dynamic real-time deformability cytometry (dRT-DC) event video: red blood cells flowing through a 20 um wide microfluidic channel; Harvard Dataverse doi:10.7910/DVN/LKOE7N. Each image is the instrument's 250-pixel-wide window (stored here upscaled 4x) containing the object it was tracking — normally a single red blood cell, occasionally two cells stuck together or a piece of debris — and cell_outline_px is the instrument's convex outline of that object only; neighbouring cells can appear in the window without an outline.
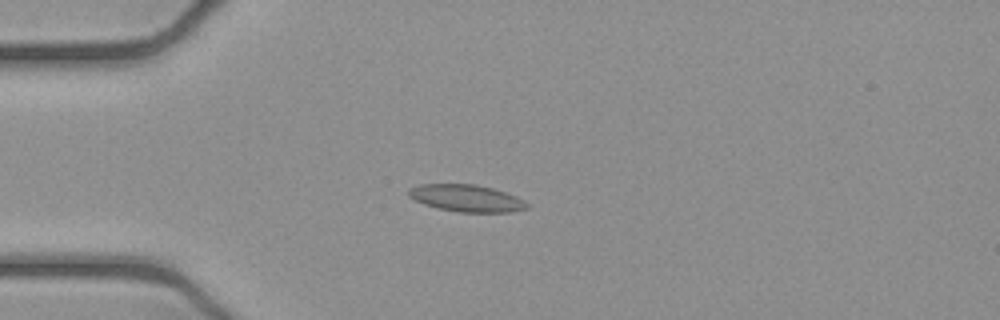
{"species": "common noctule bat (a hibernating species)", "species_latin": "Nyctalus noctula", "temperature_condition": "cold", "stored_images_in_passage": 40, "camera_frame_rate_fps": 3000, "um_per_image_px": 0.085, "animal": {"sex": "female", "body_mass_g": 21.9}, "frame": {"image": 1, "passage_image": 1, "time_ms": 0.0, "image_size_px": [1000, 320], "cell_outline_px": [[528, 208], [512, 212], [460, 212], [436, 208], [424, 204], [408, 196], [408, 188], [420, 184], [476, 184], [492, 188], [516, 196], [524, 200], [528, 204]], "centroid_in_image_um": [39.64, 16.84], "position_along_channel_um": 45.4, "area_um2": 18.67}}
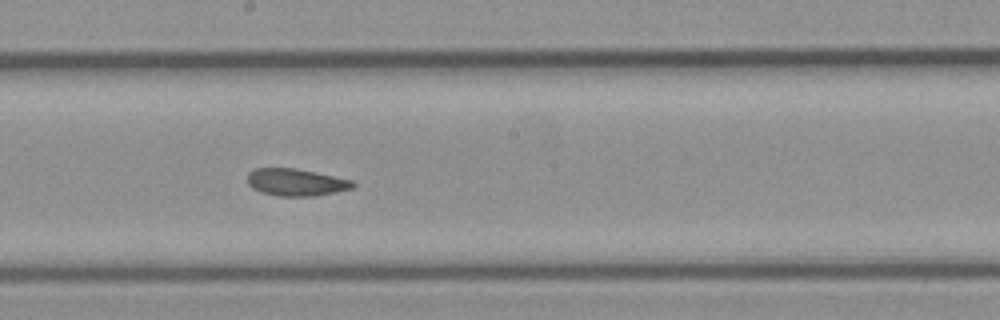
{"frame": {"image": 2, "passage_image": 16, "time_ms": 5.0, "image_size_px": [1000, 320], "cell_outline_px": [[356, 184], [352, 188], [336, 192], [316, 196], [280, 196], [260, 192], [252, 188], [248, 184], [248, 172], [256, 168], [296, 168], [316, 172], [352, 180]], "centroid_in_image_um": [25.16, 15.49], "position_along_channel_um": 223.0, "area_um2": 16.76}}
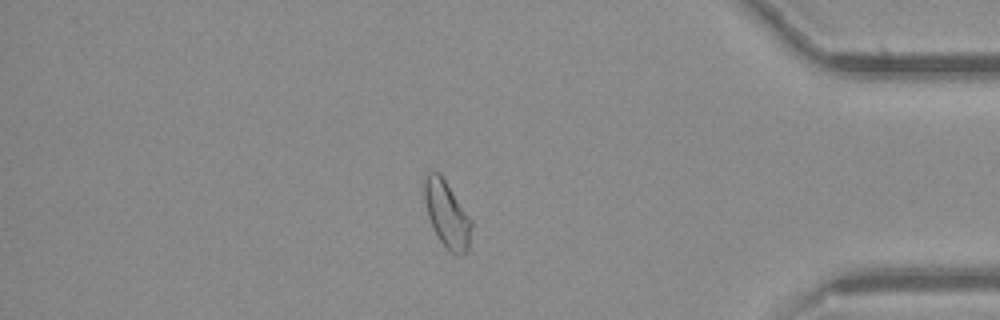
{"frame": {"image": 3, "passage_image": 32, "time_ms": 10.333, "image_size_px": [1000, 320], "cell_outline_px": [[472, 228], [468, 252], [460, 256], [456, 256], [448, 252], [436, 236], [432, 228], [428, 216], [424, 200], [424, 180], [428, 172], [440, 172], [472, 220]], "centroid_in_image_um": [38.0, 18.27], "position_along_channel_um": 397.2, "area_um2": 18.67}, "authors_computed_cell_mechanics": {"area_um2": 17.629, "velocity_mm_per_s": 3.9147, "shape_relaxation_time_tau1_ms": null, "shape_relaxation_time_tau2_ms": 3.432, "deformation_change_tau1": null, "deformation_change_tau2": 0.0979}}